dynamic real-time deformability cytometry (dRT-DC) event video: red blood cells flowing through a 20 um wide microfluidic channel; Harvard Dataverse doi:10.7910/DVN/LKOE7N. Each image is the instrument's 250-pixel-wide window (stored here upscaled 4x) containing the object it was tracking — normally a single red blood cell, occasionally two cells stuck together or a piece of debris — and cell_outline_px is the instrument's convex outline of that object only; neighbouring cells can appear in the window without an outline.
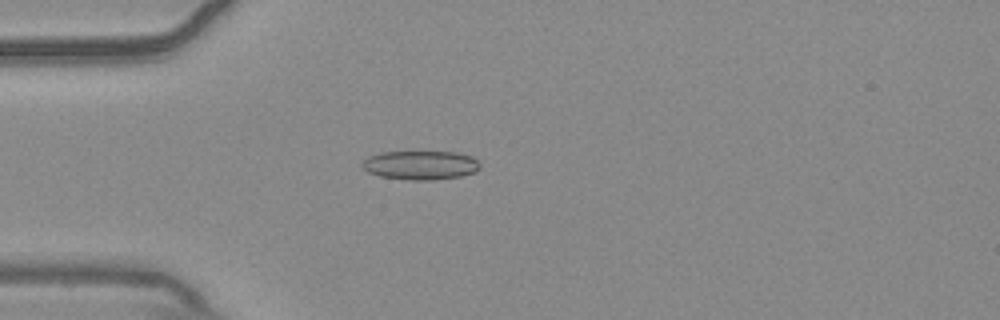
{"species": "common noctule bat (a hibernating species)", "species_latin": "Nyctalus noctula", "temperature_condition": "warm", "stored_images_in_passage": 55, "camera_frame_rate_fps": 3000, "um_per_image_px": 0.085, "animal": {"sex": "male", "body_mass_g": 20.4}, "frame": {"image": 1, "passage_image": 16, "time_ms": 5.0, "image_size_px": [1000, 320], "cell_outline_px": [[480, 168], [476, 172], [460, 176], [432, 180], [408, 180], [380, 176], [368, 172], [360, 164], [368, 156], [380, 152], [456, 152], [472, 156], [480, 164]], "centroid_in_image_um": [35.74, 14.04], "position_along_channel_um": 49.3, "area_um2": 19.94}}
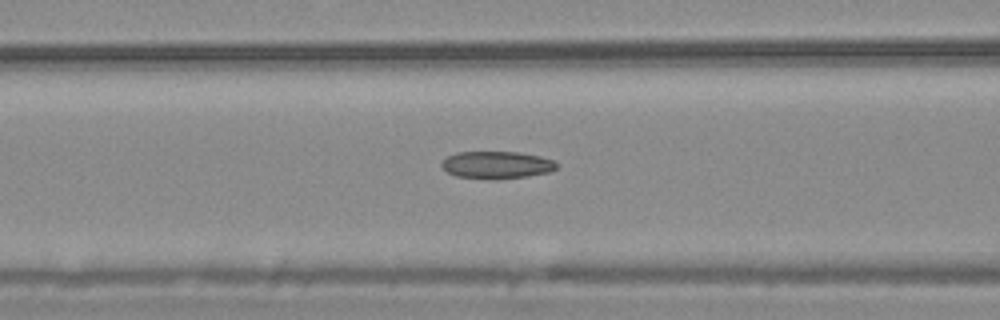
{"frame": {"image": 2, "passage_image": 23, "time_ms": 7.333, "image_size_px": [1000, 320], "cell_outline_px": [[560, 164], [556, 168], [548, 172], [528, 176], [496, 180], [456, 176], [448, 172], [440, 164], [448, 156], [456, 152], [520, 152], [540, 156], [556, 160]], "centroid_in_image_um": [42.27, 14.02], "position_along_channel_um": 124.3, "area_um2": 18.5}}
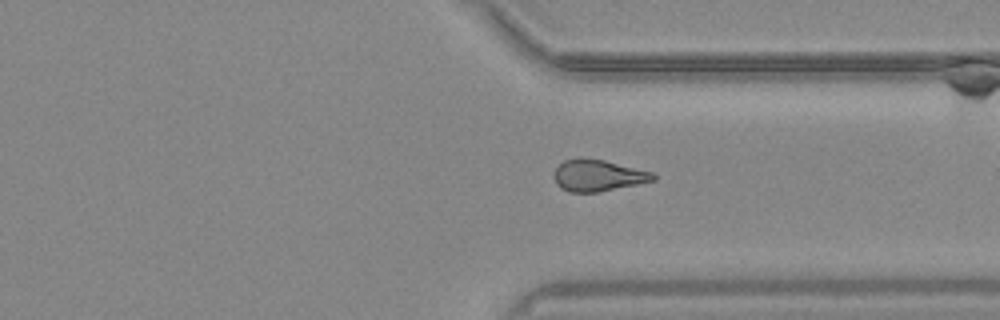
{"frame": {"image": 3, "passage_image": 42, "time_ms": 13.667, "image_size_px": [1000, 320], "cell_outline_px": [[656, 180], [596, 192], [568, 192], [560, 188], [556, 184], [552, 176], [552, 172], [564, 160], [576, 156], [604, 160], [652, 172], [656, 176]], "centroid_in_image_um": [50.75, 14.9], "position_along_channel_um": 360.7, "area_um2": 18.38}, "authors_computed_cell_mechanics": {"area_um2": 18.8428, "velocity_mm_per_s": 3.7316, "shape_relaxation_time_tau1_ms": null, "shape_relaxation_time_tau2_ms": 5.618, "deformation_change_tau1": null, "deformation_change_tau2": 0.1469}}